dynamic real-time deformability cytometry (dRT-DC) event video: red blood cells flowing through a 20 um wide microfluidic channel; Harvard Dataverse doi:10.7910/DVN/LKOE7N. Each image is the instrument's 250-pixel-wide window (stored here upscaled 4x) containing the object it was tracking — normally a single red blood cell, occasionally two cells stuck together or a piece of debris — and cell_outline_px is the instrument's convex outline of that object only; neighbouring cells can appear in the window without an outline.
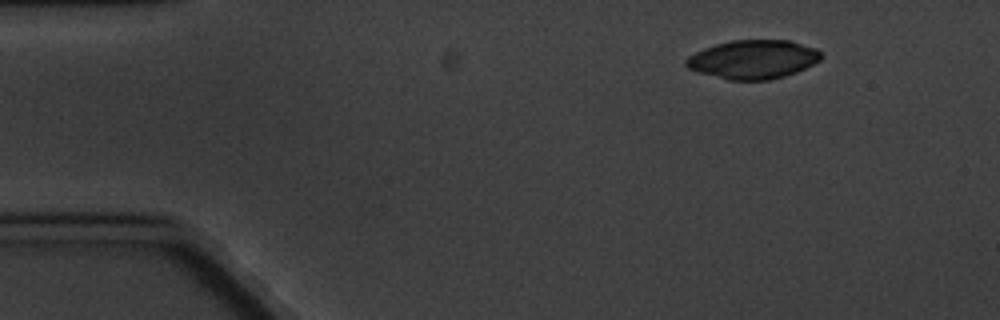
{"species": "common noctule bat (a hibernating species)", "species_latin": "Nyctalus noctula", "temperature_condition": "cold", "stored_images_in_passage": 6, "segment_of_instrument_passage": [2, 2], "camera_frame_rate_fps": 3000, "um_per_image_px": 0.085, "animal": {"sex": "male", "body_mass_g": 20.1, "forearm_length_mm": 53.5}, "frame": {"image": 1, "passage_image": 6, "time_ms": 6.667, "image_size_px": [1000, 320], "cell_outline_px": [[820, 60], [796, 72], [784, 76], [768, 80], [728, 80], [696, 72], [688, 68], [684, 64], [684, 60], [688, 56], [704, 48], [716, 44], [732, 40], [792, 40], [816, 48], [820, 52]], "centroid_in_image_um": [63.98, 5.05], "position_along_channel_um": 21.0, "area_um2": 30.58}}